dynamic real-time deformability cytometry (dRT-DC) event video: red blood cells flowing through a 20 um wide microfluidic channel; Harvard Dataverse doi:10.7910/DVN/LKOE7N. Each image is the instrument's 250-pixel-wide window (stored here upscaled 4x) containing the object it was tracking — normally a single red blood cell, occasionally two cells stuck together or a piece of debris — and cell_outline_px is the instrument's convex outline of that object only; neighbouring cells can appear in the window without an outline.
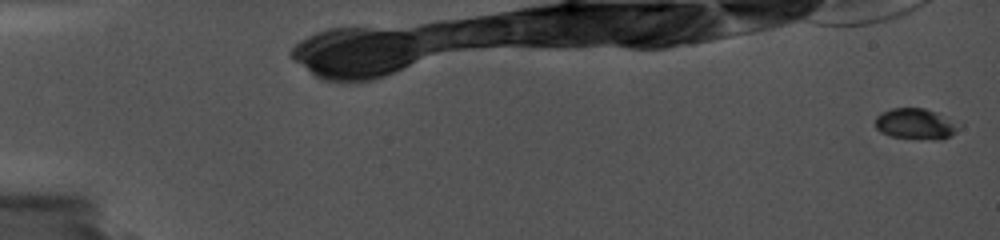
{"species": "common noctule bat (a hibernating species)", "species_latin": "Nyctalus noctula", "temperature_condition": "cold", "stored_images_in_passage": 9, "camera_frame_rate_fps": 5000, "um_per_image_px": 0.085, "animal": {"sex": "female", "body_mass_g": 19.0, "forearm_length_mm": 56.7}, "frame": {"image": 1, "passage_image": 1, "time_ms": 0.0, "image_size_px": [1000, 240], "cell_outline_px": [[956, 132], [952, 136], [940, 140], [936, 140], [892, 136], [880, 132], [876, 128], [876, 116], [880, 112], [892, 108], [924, 108], [936, 112], [952, 124], [956, 128]], "centroid_in_image_um": [77.72, 10.53], "position_along_channel_um": 7.3, "area_um2": 14.51}}